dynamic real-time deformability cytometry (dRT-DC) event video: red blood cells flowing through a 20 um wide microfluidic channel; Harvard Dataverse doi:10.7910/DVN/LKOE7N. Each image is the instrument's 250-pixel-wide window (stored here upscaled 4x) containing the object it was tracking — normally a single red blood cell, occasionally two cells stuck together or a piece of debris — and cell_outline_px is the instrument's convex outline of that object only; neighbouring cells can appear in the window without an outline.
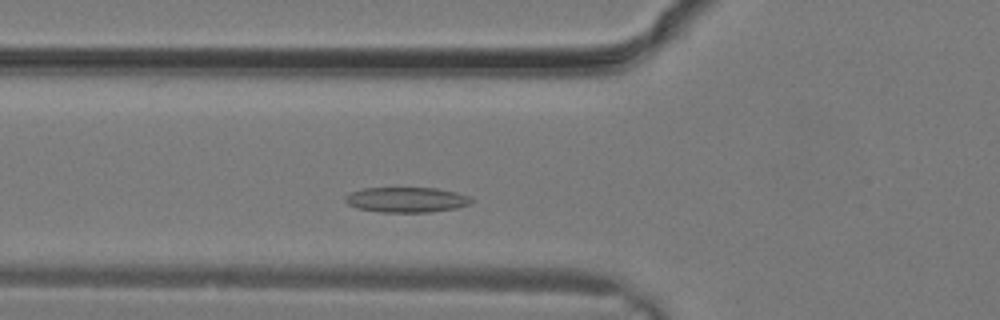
{"species": "common noctule bat (a hibernating species)", "species_latin": "Nyctalus noctula", "temperature_condition": "warm", "stored_images_in_passage": 24, "camera_frame_rate_fps": 3000, "um_per_image_px": 0.085, "animal": {"sex": "male", "body_mass_g": 19.2, "forearm_length_mm": 51.8}, "frame": {"image": 1, "passage_image": 5, "time_ms": 1.333, "image_size_px": [1000, 320], "cell_outline_px": [[472, 200], [468, 204], [456, 208], [428, 212], [380, 212], [360, 208], [348, 204], [344, 200], [344, 196], [360, 188], [436, 188], [456, 192], [468, 196]], "centroid_in_image_um": [34.52, 16.97], "position_along_channel_um": 91.3, "area_um2": 18.32}}
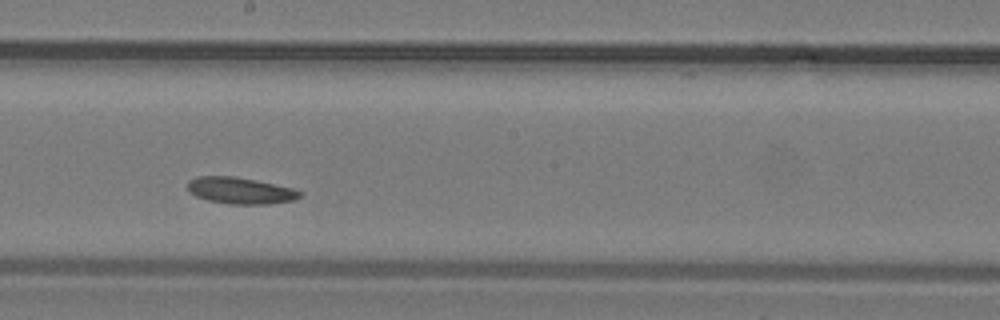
{"frame": {"image": 2, "passage_image": 11, "time_ms": 3.333, "image_size_px": [1000, 320], "cell_outline_px": [[304, 192], [300, 196], [292, 200], [268, 204], [232, 204], [208, 200], [196, 196], [188, 192], [188, 180], [196, 176], [232, 176], [292, 188]], "centroid_in_image_um": [20.38, 16.2], "position_along_channel_um": 227.8, "area_um2": 17.11}}
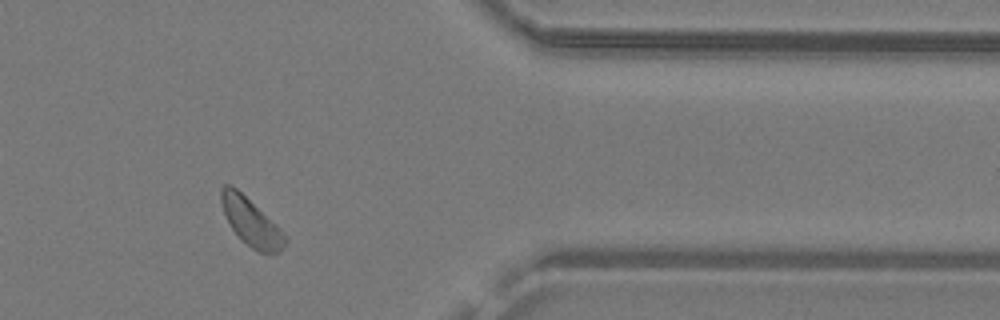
{"frame": {"image": 3, "passage_image": 19, "time_ms": 6.0, "image_size_px": [1000, 320], "cell_outline_px": [[288, 240], [280, 252], [260, 252], [252, 248], [232, 228], [224, 212], [220, 200], [220, 188], [224, 184], [232, 184], [276, 224], [284, 232]], "centroid_in_image_um": [21.34, 18.84], "position_along_channel_um": 390.1, "area_um2": 17.28}}